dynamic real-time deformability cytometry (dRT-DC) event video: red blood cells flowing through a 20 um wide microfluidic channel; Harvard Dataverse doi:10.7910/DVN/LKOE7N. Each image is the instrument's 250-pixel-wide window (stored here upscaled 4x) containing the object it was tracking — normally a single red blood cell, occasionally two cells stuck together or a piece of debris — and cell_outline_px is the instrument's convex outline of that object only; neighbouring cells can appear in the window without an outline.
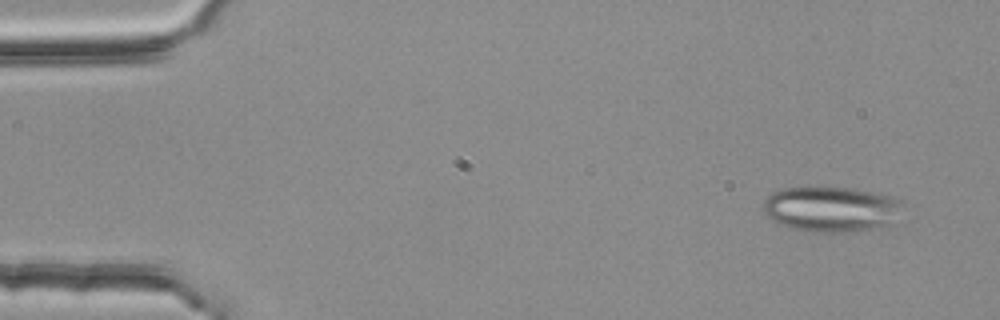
{"species": "common noctule bat (a hibernating species)", "species_latin": "Nyctalus noctula", "temperature_condition": "room temperature", "stored_images_in_passage": 5, "camera_frame_rate_fps": 3000, "um_per_image_px": 0.085, "animal": {"sex": "female", "body_mass_g": 25.1}, "frame": {"image": 1, "passage_image": 1, "time_ms": 0.0, "image_size_px": [1000, 320], "cell_outline_px": [[904, 204], [892, 224], [888, 228], [856, 232], [804, 232], [788, 228], [772, 220], [760, 208], [764, 200], [772, 192], [784, 188], [804, 184], [852, 188], [892, 196], [904, 200]], "centroid_in_image_um": [70.65, 17.76], "position_along_channel_um": 14.3, "area_um2": 38.73}}